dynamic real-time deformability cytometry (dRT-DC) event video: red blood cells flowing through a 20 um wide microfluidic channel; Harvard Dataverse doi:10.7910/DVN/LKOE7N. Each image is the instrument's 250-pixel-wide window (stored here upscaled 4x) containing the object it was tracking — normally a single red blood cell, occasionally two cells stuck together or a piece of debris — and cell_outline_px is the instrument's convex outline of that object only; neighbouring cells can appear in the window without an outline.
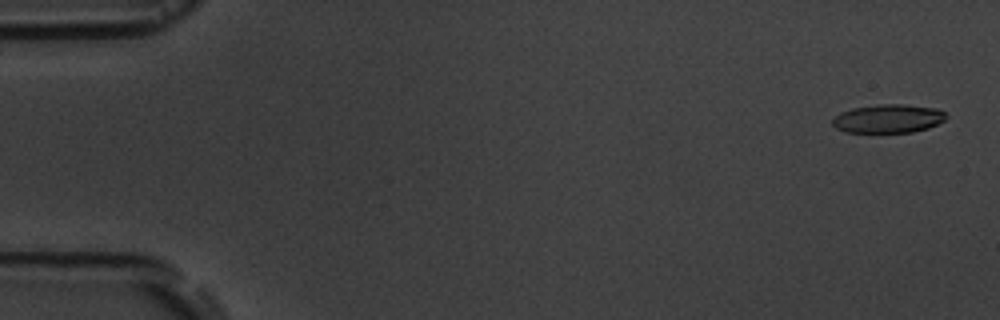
{"species": "common noctule bat (a hibernating species)", "species_latin": "Nyctalus noctula", "temperature_condition": "room temperature", "stored_images_in_passage": 4, "camera_frame_rate_fps": 3000, "um_per_image_px": 0.085, "animal": {"sex": "male", "body_mass_g": 19.5, "forearm_length_mm": 54.6}, "frame": {"image": 1, "passage_image": 1, "time_ms": 0.0, "image_size_px": [1000, 320], "cell_outline_px": [[948, 116], [944, 120], [928, 128], [912, 132], [844, 132], [836, 128], [832, 124], [832, 120], [840, 112], [852, 108], [876, 104], [904, 104], [936, 108], [944, 112]], "centroid_in_image_um": [75.48, 10.07], "position_along_channel_um": 9.5, "area_um2": 18.96}}
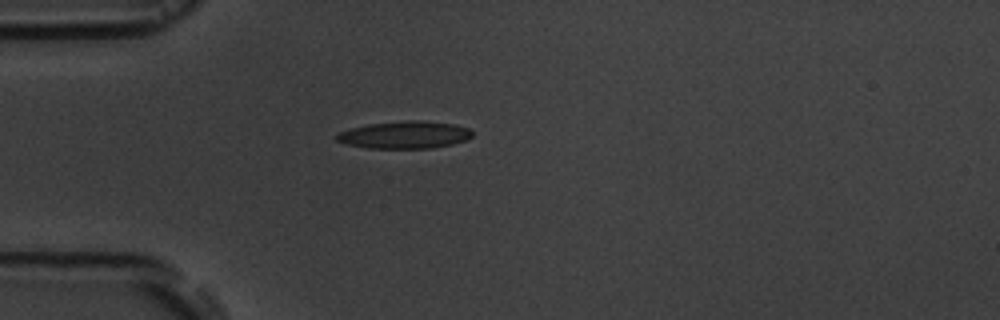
{"frame": {"image": 2, "passage_image": 4, "time_ms": 4.667, "image_size_px": [1000, 320], "cell_outline_px": [[472, 136], [464, 140], [452, 144], [432, 148], [368, 148], [344, 144], [336, 140], [332, 136], [340, 132], [352, 128], [368, 124], [408, 120], [420, 120], [452, 124], [468, 128], [472, 132]], "centroid_in_image_um": [34.34, 11.46], "position_along_channel_um": 50.7, "area_um2": 21.56}}